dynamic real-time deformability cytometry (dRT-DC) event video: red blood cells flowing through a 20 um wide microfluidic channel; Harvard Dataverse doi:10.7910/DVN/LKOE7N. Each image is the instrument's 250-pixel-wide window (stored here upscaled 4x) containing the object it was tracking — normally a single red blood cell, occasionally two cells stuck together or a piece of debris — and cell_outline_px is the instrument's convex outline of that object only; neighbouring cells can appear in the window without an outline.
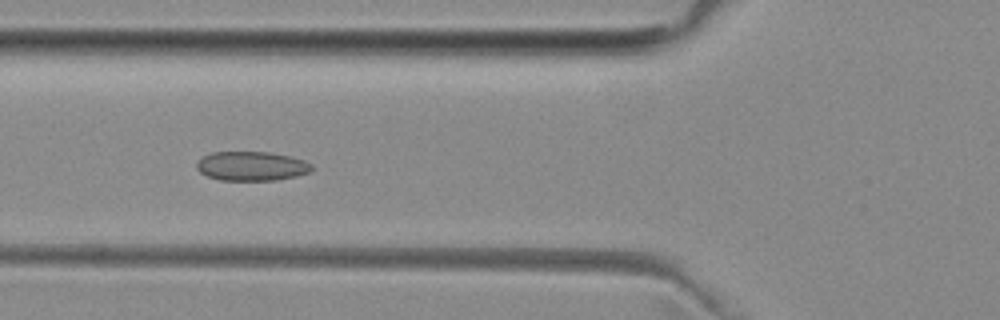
{"species": "common noctule bat (a hibernating species)", "species_latin": "Nyctalus noctula", "temperature_condition": "room temperature", "stored_images_in_passage": 40, "camera_frame_rate_fps": 3000, "um_per_image_px": 0.085, "animal": {"sex": "female", "body_mass_g": 29.2, "forearm_length_mm": 56.3}, "frame": {"image": 1, "passage_image": 14, "time_ms": 4.333, "image_size_px": [1000, 320], "cell_outline_px": [[312, 168], [308, 172], [296, 176], [276, 180], [220, 180], [208, 176], [200, 172], [196, 168], [196, 160], [212, 152], [268, 152], [292, 156], [304, 160], [312, 164]], "centroid_in_image_um": [21.37, 14.11], "position_along_channel_um": 104.4, "area_um2": 19.65}}
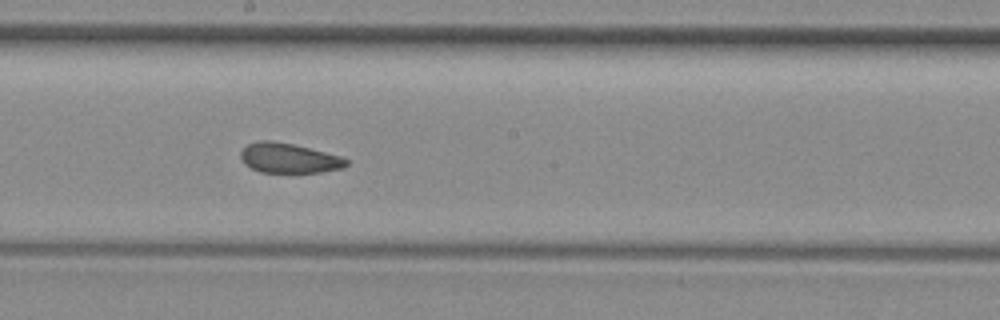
{"frame": {"image": 2, "passage_image": 23, "time_ms": 7.333, "image_size_px": [1000, 320], "cell_outline_px": [[348, 164], [344, 168], [320, 172], [260, 172], [244, 164], [240, 160], [240, 152], [248, 144], [260, 140], [272, 140], [292, 144], [344, 156], [348, 160]], "centroid_in_image_um": [24.57, 13.44], "position_along_channel_um": 223.6, "area_um2": 18.5}}
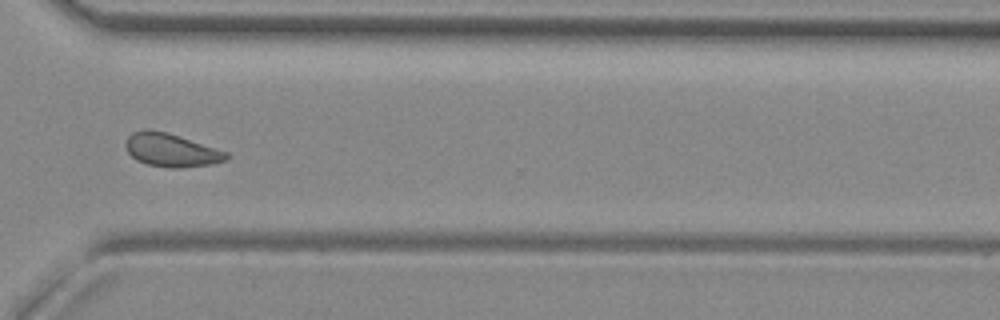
{"frame": {"image": 3, "passage_image": 33, "time_ms": 10.667, "image_size_px": [1000, 320], "cell_outline_px": [[228, 156], [224, 160], [212, 164], [180, 168], [172, 168], [148, 164], [136, 160], [128, 152], [124, 144], [124, 140], [132, 132], [144, 128], [148, 128], [168, 132], [228, 152]], "centroid_in_image_um": [14.5, 12.73], "position_along_channel_um": 356.1, "area_um2": 19.65}, "authors_computed_cell_mechanics": {"area_um2": 19.4497, "velocity_mm_per_s": 3.9682, "shape_relaxation_time_tau1_ms": null, "shape_relaxation_time_tau2_ms": 1.7275, "deformation_change_tau1": null, "deformation_change_tau2": 0.0686}}